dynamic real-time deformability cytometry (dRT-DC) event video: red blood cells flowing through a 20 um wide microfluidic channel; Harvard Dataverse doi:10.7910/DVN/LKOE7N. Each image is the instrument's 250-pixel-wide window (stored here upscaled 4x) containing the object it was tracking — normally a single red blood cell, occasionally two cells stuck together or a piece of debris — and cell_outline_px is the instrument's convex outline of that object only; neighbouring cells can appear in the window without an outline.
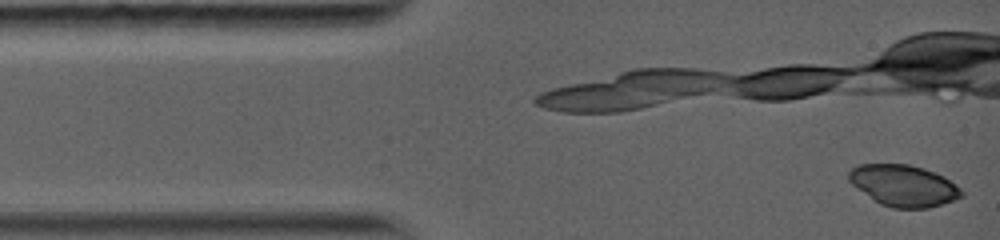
{"species": "common noctule bat (a hibernating species)", "species_latin": "Nyctalus noctula", "temperature_condition": "warm", "stored_images_in_passage": 5, "camera_frame_rate_fps": 5000, "um_per_image_px": 0.085, "animal": {"sex": "female", "body_mass_g": 19.0, "forearm_length_mm": 56.7}, "frame": {"image": 1, "passage_image": 1, "time_ms": 0.0, "image_size_px": [1000, 240], "cell_outline_px": [[964, 196], [928, 208], [892, 208], [880, 204], [852, 184], [848, 180], [848, 172], [852, 168], [860, 164], [908, 164], [924, 168], [944, 176], [960, 188], [964, 192]], "centroid_in_image_um": [76.81, 15.77], "position_along_channel_um": 8.2, "area_um2": 27.05}}